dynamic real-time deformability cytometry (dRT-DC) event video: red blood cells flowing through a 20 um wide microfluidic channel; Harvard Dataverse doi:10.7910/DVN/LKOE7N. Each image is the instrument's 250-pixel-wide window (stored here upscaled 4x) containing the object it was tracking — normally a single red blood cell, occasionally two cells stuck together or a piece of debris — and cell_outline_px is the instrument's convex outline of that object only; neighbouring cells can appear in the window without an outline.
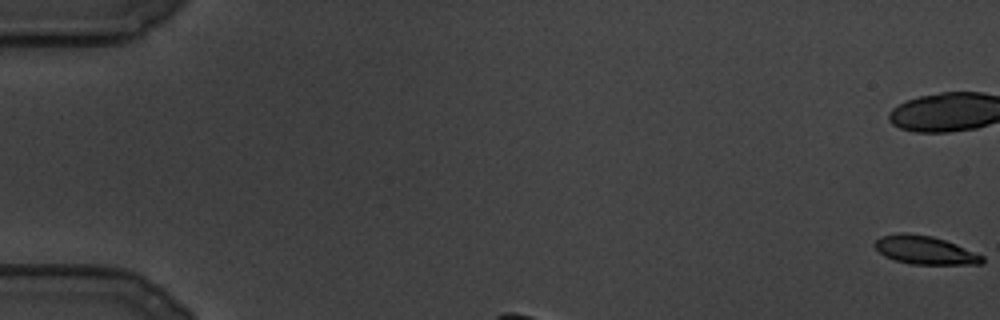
{"species": "common noctule bat (a hibernating species)", "species_latin": "Nyctalus noctula", "temperature_condition": "cold", "stored_images_in_passage": 13, "camera_frame_rate_fps": 3000, "um_per_image_px": 0.085, "animal": {"sex": "male", "body_mass_g": 19.5, "forearm_length_mm": 54.6}, "frame": {"image": 1, "passage_image": 1, "time_ms": 0.0, "image_size_px": [1000, 320], "cell_outline_px": [[984, 260], [980, 264], [912, 264], [896, 260], [884, 256], [872, 244], [880, 236], [900, 232], [904, 232], [932, 236], [956, 244], [984, 256]], "centroid_in_image_um": [78.59, 21.25], "position_along_channel_um": 6.4, "area_um2": 17.69}}